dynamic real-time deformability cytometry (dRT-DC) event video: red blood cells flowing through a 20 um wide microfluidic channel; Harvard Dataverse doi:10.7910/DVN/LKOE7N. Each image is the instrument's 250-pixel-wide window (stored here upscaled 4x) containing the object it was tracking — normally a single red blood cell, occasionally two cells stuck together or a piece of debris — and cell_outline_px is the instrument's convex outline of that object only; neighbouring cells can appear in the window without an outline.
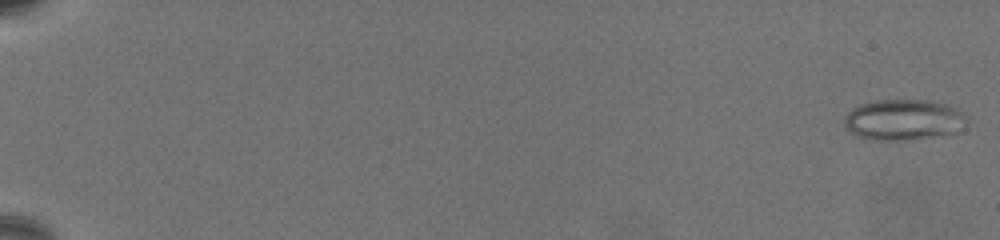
{"species": "common noctule bat (a hibernating species)", "species_latin": "Nyctalus noctula", "temperature_condition": "warm", "stored_images_in_passage": 69, "camera_frame_rate_fps": 3000, "um_per_image_px": 0.085, "animal": {"sex": "female", "body_mass_g": 19.5, "forearm_length_mm": 54.1}, "frame": {"image": 1, "passage_image": 2, "time_ms": 0.333, "image_size_px": [1000, 240], "cell_outline_px": [[968, 120], [964, 128], [956, 132], [944, 136], [896, 140], [872, 140], [860, 136], [844, 128], [844, 116], [852, 108], [860, 104], [876, 100], [928, 100], [948, 104], [964, 112], [968, 116]], "centroid_in_image_um": [76.86, 10.17], "position_along_channel_um": 8.1, "area_um2": 29.59}}
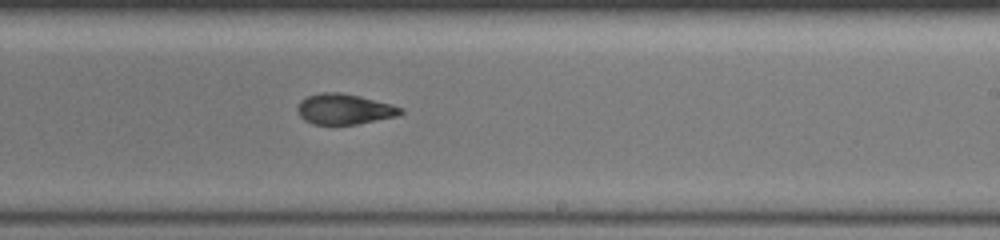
{"frame": {"image": 2, "passage_image": 46, "time_ms": 15.0, "image_size_px": [1000, 240], "cell_outline_px": [[404, 112], [396, 116], [356, 124], [312, 124], [304, 120], [300, 116], [296, 108], [300, 100], [308, 96], [320, 92], [340, 92], [360, 96], [404, 108]], "centroid_in_image_um": [29.23, 9.27], "position_along_channel_um": 259.8, "area_um2": 18.26}}
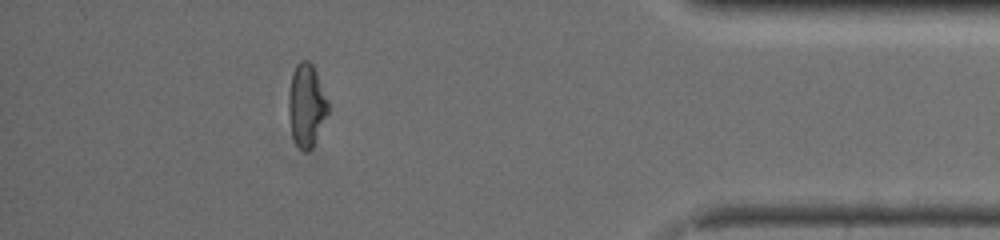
{"frame": {"image": 3, "passage_image": 63, "time_ms": 20.667, "image_size_px": [1000, 240], "cell_outline_px": [[328, 112], [312, 148], [308, 152], [304, 152], [296, 144], [292, 136], [288, 116], [288, 92], [292, 76], [296, 64], [300, 60], [308, 60], [312, 64], [316, 72], [328, 100]], "centroid_in_image_um": [26.03, 8.96], "position_along_channel_um": 409.2, "area_um2": 19.07}, "authors_computed_cell_mechanics": {"area_um2": 19.5364, "velocity_mm_per_s": 3.2373, "shape_relaxation_time_tau1_ms": null, "shape_relaxation_time_tau2_ms": 3.3171, "deformation_change_tau1": null, "deformation_change_tau2": 0.1011}}